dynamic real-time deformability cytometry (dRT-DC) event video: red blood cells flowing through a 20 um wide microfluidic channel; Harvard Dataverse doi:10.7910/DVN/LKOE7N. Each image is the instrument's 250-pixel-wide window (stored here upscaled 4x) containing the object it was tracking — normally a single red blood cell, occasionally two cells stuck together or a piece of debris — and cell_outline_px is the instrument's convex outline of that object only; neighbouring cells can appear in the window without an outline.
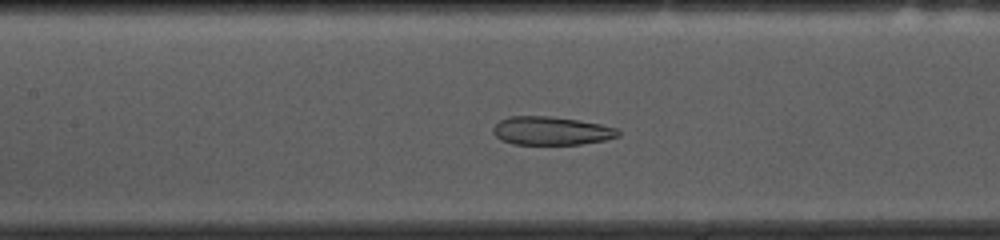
{"species": "common noctule bat (a hibernating species)", "species_latin": "Nyctalus noctula", "temperature_condition": "cold", "stored_images_in_passage": 55, "camera_frame_rate_fps": 3000, "um_per_image_px": 0.085, "animal": {"sex": "female", "body_mass_g": 10.0, "forearm_length_mm": 53.1}, "frame": {"image": 1, "passage_image": 24, "time_ms": 7.667, "image_size_px": [1000, 240], "cell_outline_px": [[620, 132], [616, 136], [600, 140], [576, 144], [516, 144], [504, 140], [496, 136], [496, 124], [500, 120], [516, 116], [540, 116], [576, 120], [596, 124], [612, 128]], "centroid_in_image_um": [46.81, 11.12], "position_along_channel_um": 160.6, "area_um2": 19.48}}
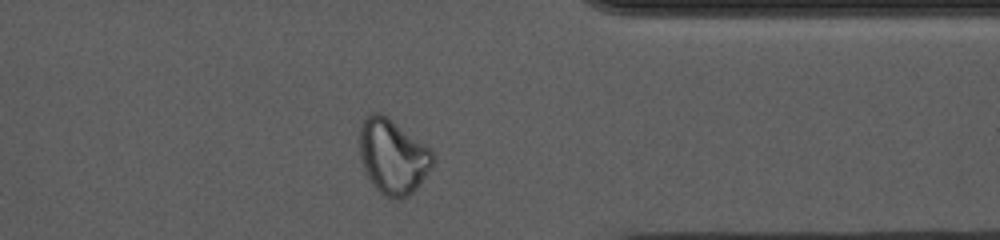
{"frame": {"image": 2, "passage_image": 43, "time_ms": 14.0, "image_size_px": [1000, 240], "cell_outline_px": [[432, 160], [420, 180], [408, 192], [400, 196], [396, 196], [384, 192], [376, 184], [364, 160], [360, 140], [364, 124], [372, 116], [384, 116], [424, 148], [432, 156]], "centroid_in_image_um": [33.38, 13.29], "position_along_channel_um": 378.0, "area_um2": 26.93}}
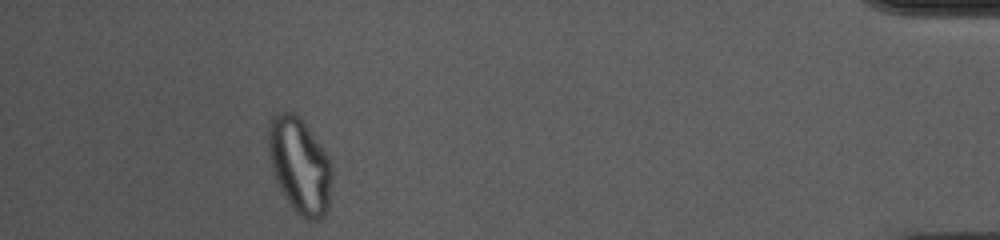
{"frame": {"image": 3, "passage_image": 50, "time_ms": 16.333, "image_size_px": [1000, 240], "cell_outline_px": [[328, 184], [324, 208], [316, 216], [308, 216], [300, 212], [296, 208], [288, 196], [276, 172], [272, 156], [272, 128], [276, 120], [280, 116], [292, 116], [300, 120], [328, 160]], "centroid_in_image_um": [25.5, 14.05], "position_along_channel_um": 409.7, "area_um2": 29.02}, "authors_computed_cell_mechanics": {"area_um2": 20.4612, "velocity_mm_per_s": 3.6046, "shape_relaxation_time_tau1_ms": null, "shape_relaxation_time_tau2_ms": 1.9854, "deformation_change_tau1": null, "deformation_change_tau2": 0.0959}}